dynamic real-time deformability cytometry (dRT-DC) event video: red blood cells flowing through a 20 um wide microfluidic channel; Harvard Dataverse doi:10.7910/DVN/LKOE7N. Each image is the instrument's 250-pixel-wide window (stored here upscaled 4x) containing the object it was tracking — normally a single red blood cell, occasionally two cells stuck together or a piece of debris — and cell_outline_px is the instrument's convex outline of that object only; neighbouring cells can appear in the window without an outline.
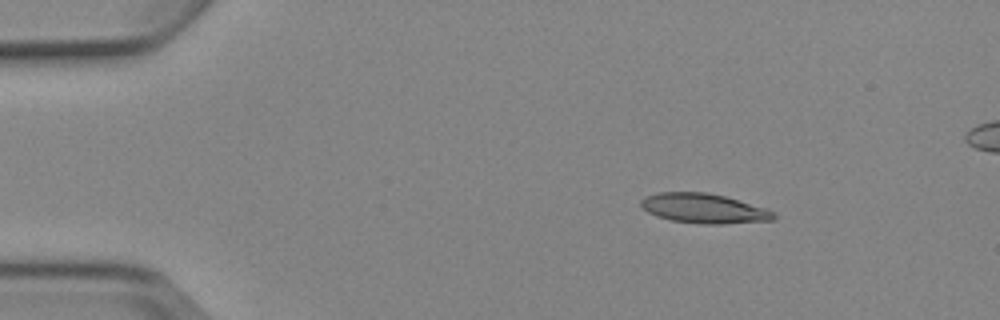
{"species": "Egyptian fruit bat (a non-hibernating species)", "species_latin": "Rousettus aegyptiacus", "temperature_condition": "cold", "stored_images_in_passage": 5, "camera_frame_rate_fps": 3000, "um_per_image_px": 0.085, "animal": {"sex": "female"}, "frame": {"image": 1, "passage_image": 2, "time_ms": 1.0, "image_size_px": [1000, 320], "cell_outline_px": [[776, 220], [720, 224], [704, 224], [672, 220], [656, 216], [648, 212], [640, 204], [640, 200], [644, 196], [660, 192], [704, 192], [724, 196], [768, 208], [776, 212]], "centroid_in_image_um": [59.87, 17.71], "position_along_channel_um": 25.1, "area_um2": 23.06}}